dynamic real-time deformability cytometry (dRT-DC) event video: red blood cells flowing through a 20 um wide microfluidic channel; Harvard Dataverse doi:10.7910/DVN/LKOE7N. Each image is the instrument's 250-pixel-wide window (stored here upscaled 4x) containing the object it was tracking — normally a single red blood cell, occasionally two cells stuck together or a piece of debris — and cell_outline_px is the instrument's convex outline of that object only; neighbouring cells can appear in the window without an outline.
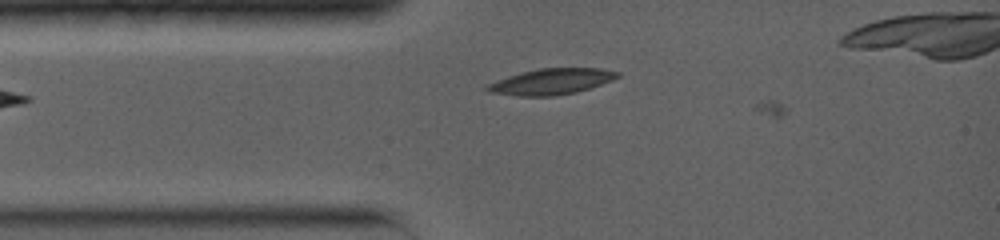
{"species": "common noctule bat (a hibernating species)", "species_latin": "Nyctalus noctula", "temperature_condition": "warm", "stored_images_in_passage": 3, "camera_frame_rate_fps": 5000, "um_per_image_px": 0.085, "animal": {"sex": "female", "body_mass_g": 19.0, "forearm_length_mm": 56.7}, "frame": {"image": 1, "passage_image": 3, "time_ms": 2.2, "image_size_px": [1000, 240], "cell_outline_px": [[620, 76], [612, 80], [576, 92], [556, 96], [520, 96], [488, 92], [484, 88], [488, 84], [508, 76], [520, 72], [540, 68], [600, 68], [620, 72]], "centroid_in_image_um": [46.86, 6.93], "position_along_channel_um": 38.1, "area_um2": 19.59}}